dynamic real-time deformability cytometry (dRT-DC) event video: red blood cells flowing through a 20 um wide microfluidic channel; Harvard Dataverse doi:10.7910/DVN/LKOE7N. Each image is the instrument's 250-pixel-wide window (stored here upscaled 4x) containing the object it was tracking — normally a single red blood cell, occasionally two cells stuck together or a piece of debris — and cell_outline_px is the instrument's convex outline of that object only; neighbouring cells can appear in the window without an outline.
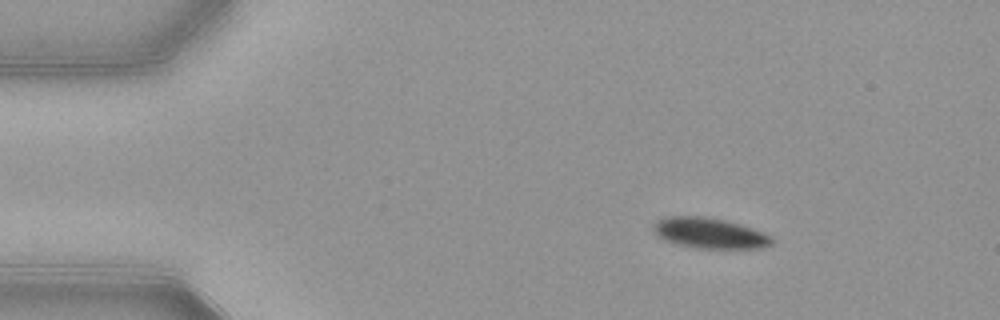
{"species": "common noctule bat (a hibernating species)", "species_latin": "Nyctalus noctula", "temperature_condition": "warm", "stored_images_in_passage": 52, "camera_frame_rate_fps": 3000, "um_per_image_px": 0.085, "animal": {"sex": "female", "body_mass_g": 21.9}, "frame": {"image": 1, "passage_image": 7, "time_ms": 2.0, "image_size_px": [1000, 320], "cell_outline_px": [[776, 240], [772, 244], [764, 248], [696, 248], [676, 244], [664, 240], [656, 236], [652, 232], [652, 224], [656, 220], [668, 216], [704, 216], [724, 220], [752, 228], [764, 232], [772, 236]], "centroid_in_image_um": [60.29, 19.82], "position_along_channel_um": 24.7, "area_um2": 21.44}}
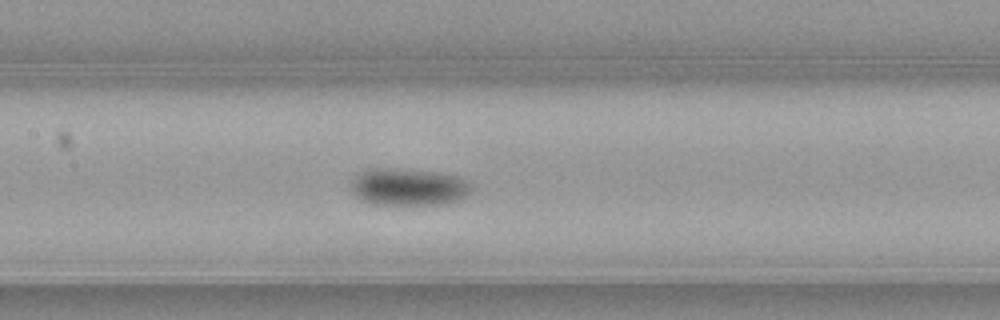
{"frame": {"image": 2, "passage_image": 24, "time_ms": 7.667, "image_size_px": [1000, 320], "cell_outline_px": [[472, 188], [460, 200], [444, 204], [368, 204], [360, 200], [348, 188], [348, 180], [360, 172], [372, 168], [396, 168], [436, 172], [456, 176], [464, 180]], "centroid_in_image_um": [34.59, 15.89], "position_along_channel_um": 172.8, "area_um2": 26.36}}
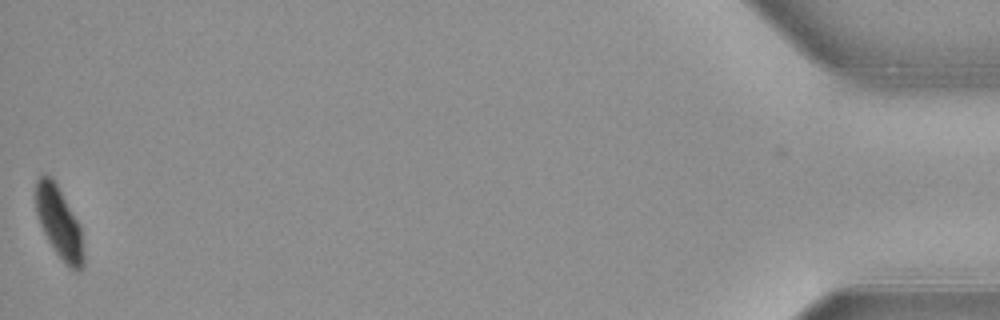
{"frame": {"image": 3, "passage_image": 52, "time_ms": 17.0, "image_size_px": [1000, 320], "cell_outline_px": [[84, 264], [80, 272], [76, 272], [64, 264], [48, 240], [40, 224], [36, 212], [36, 180], [44, 172], [52, 176], [80, 224], [84, 252]], "centroid_in_image_um": [5.04, 18.94], "position_along_channel_um": 430.2, "area_um2": 20.11}, "authors_computed_cell_mechanics": {"area_um2": 22.6865, "velocity_mm_per_s": 3.8651, "shape_relaxation_time_tau1_ms": 2.4402, "shape_relaxation_time_tau2_ms": null, "deformation_change_tau1": 0.1028, "deformation_change_tau2": null}}